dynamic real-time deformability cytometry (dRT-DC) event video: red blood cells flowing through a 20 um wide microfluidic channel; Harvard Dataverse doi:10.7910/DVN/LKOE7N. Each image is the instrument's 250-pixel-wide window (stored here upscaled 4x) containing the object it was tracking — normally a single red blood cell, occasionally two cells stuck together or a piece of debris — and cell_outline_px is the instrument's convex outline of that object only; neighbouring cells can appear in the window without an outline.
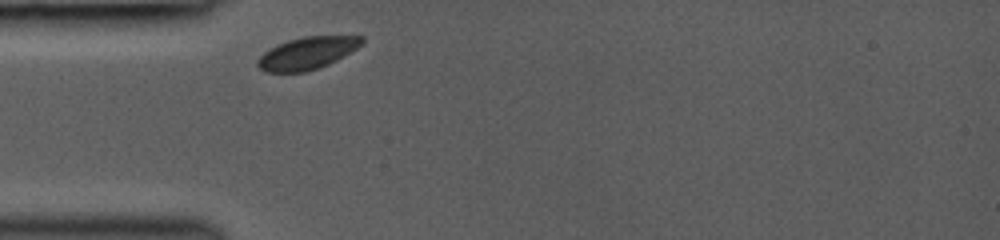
{"species": "common noctule bat (a hibernating species)", "species_latin": "Nyctalus noctula", "temperature_condition": "room temperature", "stored_images_in_passage": 27, "camera_frame_rate_fps": 3000, "um_per_image_px": 0.085, "animal": {"sex": "female", "body_mass_g": 19.0, "forearm_length_mm": 53.3}, "frame": {"image": 1, "passage_image": 1, "time_ms": 0.0, "image_size_px": [1000, 240], "cell_outline_px": [[364, 44], [336, 60], [320, 68], [308, 72], [264, 72], [256, 64], [256, 60], [264, 52], [288, 40], [304, 36], [364, 36]], "centroid_in_image_um": [26.13, 4.53], "position_along_channel_um": 58.9, "area_um2": 19.59}}
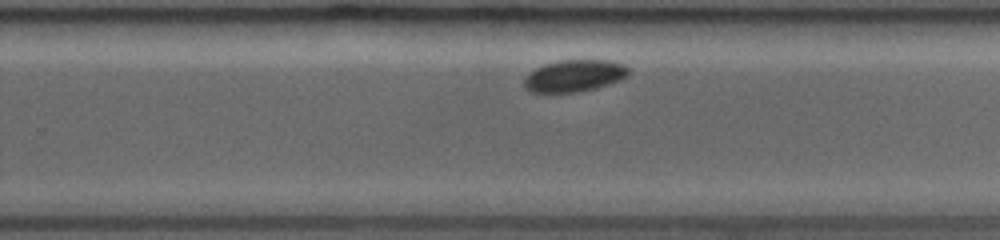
{"frame": {"image": 2, "passage_image": 18, "time_ms": 5.667, "image_size_px": [1000, 240], "cell_outline_px": [[628, 76], [620, 80], [596, 88], [576, 92], [528, 92], [524, 88], [524, 80], [528, 72], [544, 64], [560, 60], [608, 60], [624, 64], [628, 68]], "centroid_in_image_um": [48.79, 6.44], "position_along_channel_um": 281.0, "area_um2": 19.48}}
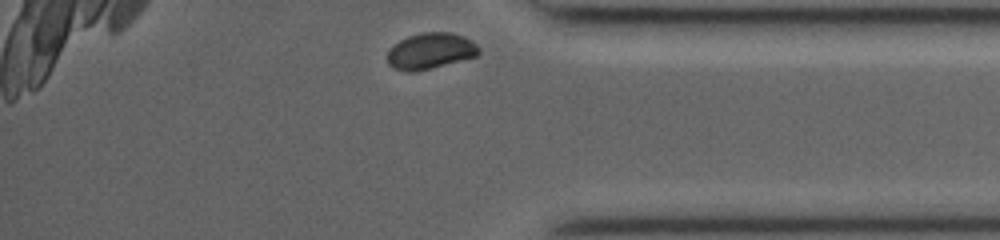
{"frame": {"image": 3, "passage_image": 27, "time_ms": 8.667, "image_size_px": [1000, 240], "cell_outline_px": [[480, 52], [476, 56], [432, 68], [412, 72], [408, 72], [392, 68], [388, 64], [388, 52], [400, 40], [408, 36], [420, 32], [452, 32], [464, 36], [472, 40], [480, 48]], "centroid_in_image_um": [36.61, 4.33], "position_along_channel_um": 398.6, "area_um2": 19.25}, "authors_computed_cell_mechanics": {"area_um2": 20.4612, "velocity_mm_per_s": 3.9767, "shape_relaxation_time_tau1_ms": null, "shape_relaxation_time_tau2_ms": 1.1084, "deformation_change_tau1": null, "deformation_change_tau2": null}}